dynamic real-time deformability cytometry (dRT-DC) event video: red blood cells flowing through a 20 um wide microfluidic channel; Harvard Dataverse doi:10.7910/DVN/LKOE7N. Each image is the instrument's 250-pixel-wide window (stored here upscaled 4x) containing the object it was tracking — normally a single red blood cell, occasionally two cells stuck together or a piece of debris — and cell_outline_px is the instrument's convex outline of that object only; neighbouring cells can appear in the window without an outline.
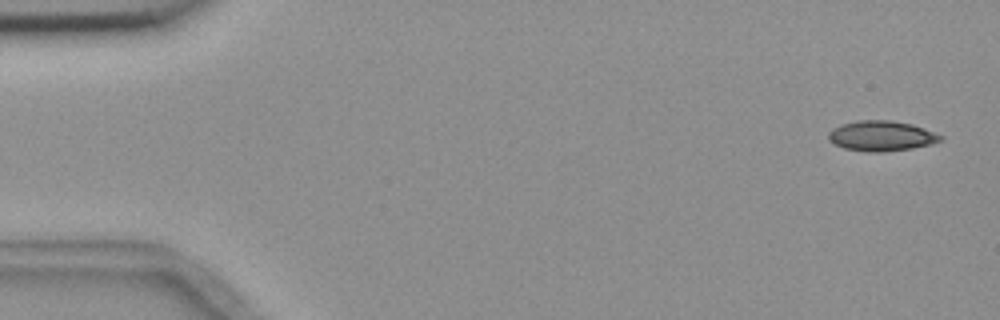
{"species": "common noctule bat (a hibernating species)", "species_latin": "Nyctalus noctula", "temperature_condition": "room temperature", "stored_images_in_passage": 3, "camera_frame_rate_fps": 3000, "um_per_image_px": 0.085, "animal": {"sex": "female", "body_mass_g": 18.4}, "frame": {"image": 1, "passage_image": 1, "time_ms": 0.0, "image_size_px": [1000, 320], "cell_outline_px": [[944, 140], [932, 144], [912, 148], [884, 152], [868, 152], [844, 148], [828, 140], [828, 132], [832, 128], [840, 124], [856, 120], [892, 120], [912, 124], [924, 128], [944, 136]], "centroid_in_image_um": [74.93, 11.54], "position_along_channel_um": 10.1, "area_um2": 20.0}}